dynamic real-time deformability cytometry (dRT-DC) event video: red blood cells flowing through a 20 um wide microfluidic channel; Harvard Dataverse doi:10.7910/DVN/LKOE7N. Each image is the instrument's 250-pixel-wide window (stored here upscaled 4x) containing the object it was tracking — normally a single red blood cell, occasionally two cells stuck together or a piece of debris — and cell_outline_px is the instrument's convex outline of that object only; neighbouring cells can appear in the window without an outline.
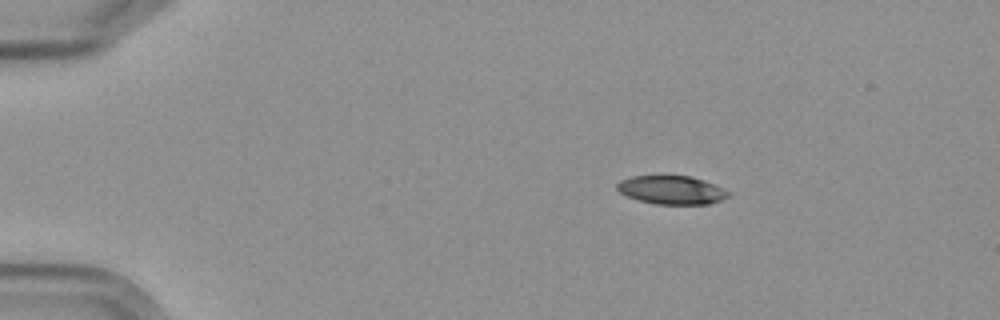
{"species": "Egyptian fruit bat (a non-hibernating species)", "species_latin": "Rousettus aegyptiacus", "temperature_condition": "cold", "stored_images_in_passage": 8, "camera_frame_rate_fps": 3000, "um_per_image_px": 0.085, "frame": {"image": 1, "passage_image": 1, "time_ms": 0.0, "image_size_px": [1000, 320], "cell_outline_px": [[732, 196], [708, 204], [656, 204], [636, 200], [620, 192], [616, 188], [616, 184], [620, 180], [632, 176], [692, 176], [704, 180], [732, 192]], "centroid_in_image_um": [57.11, 16.15], "position_along_channel_um": 27.9, "area_um2": 18.61}}
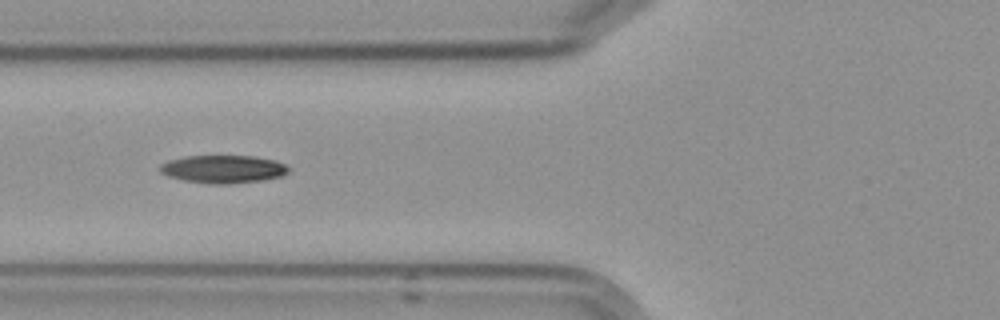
{"frame": {"image": 2, "passage_image": 5, "time_ms": 4.333, "image_size_px": [1000, 320], "cell_outline_px": [[288, 172], [284, 176], [264, 180], [228, 184], [208, 184], [184, 180], [168, 176], [160, 172], [160, 164], [168, 160], [184, 156], [252, 156], [276, 160], [284, 164], [288, 168]], "centroid_in_image_um": [18.97, 14.38], "position_along_channel_um": 106.8, "area_um2": 21.04}}
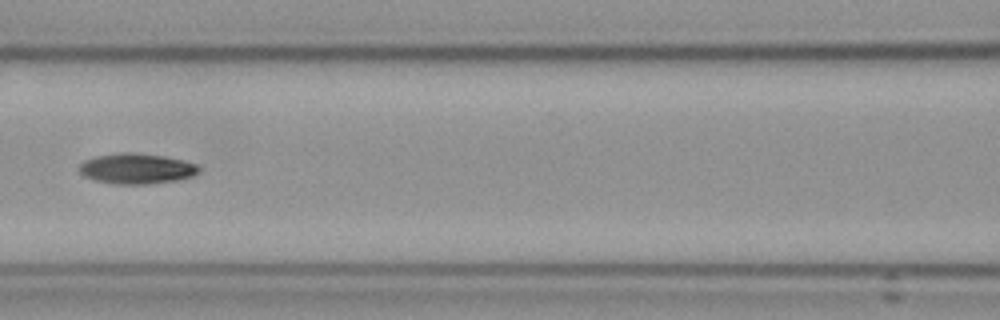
{"frame": {"image": 3, "passage_image": 6, "time_ms": 5.667, "image_size_px": [1000, 320], "cell_outline_px": [[200, 172], [192, 176], [176, 180], [152, 184], [112, 184], [96, 180], [84, 176], [80, 172], [80, 164], [84, 160], [96, 156], [120, 152], [136, 152], [164, 156], [196, 164], [200, 168]], "centroid_in_image_um": [11.6, 14.33], "position_along_channel_um": 155.0, "area_um2": 21.27}}